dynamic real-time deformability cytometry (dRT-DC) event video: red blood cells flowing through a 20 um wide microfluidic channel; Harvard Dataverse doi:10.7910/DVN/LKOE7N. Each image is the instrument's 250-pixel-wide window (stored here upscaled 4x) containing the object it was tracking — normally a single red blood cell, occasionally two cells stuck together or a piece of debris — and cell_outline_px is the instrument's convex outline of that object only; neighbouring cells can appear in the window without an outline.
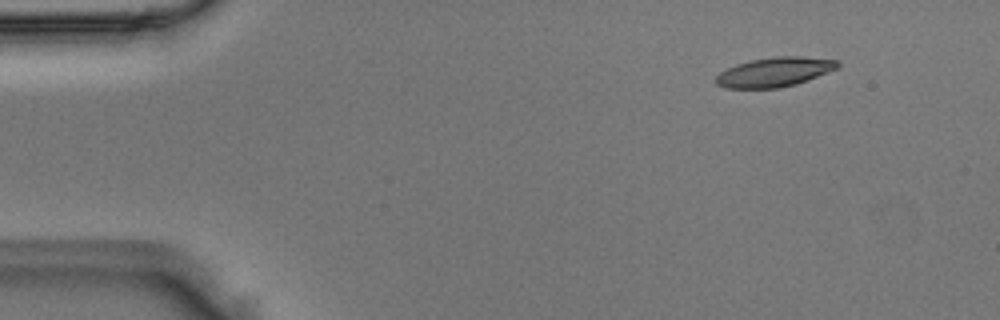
{"species": "Egyptian fruit bat (a non-hibernating species)", "species_latin": "Rousettus aegyptiacus", "temperature_condition": "room temperature", "stored_images_in_passage": 46, "camera_frame_rate_fps": 3000, "um_per_image_px": 0.085, "animal": {"sex": "male"}, "frame": {"image": 1, "passage_image": 1, "time_ms": 0.0, "image_size_px": [1000, 320], "cell_outline_px": [[840, 68], [796, 84], [776, 88], [724, 88], [716, 84], [716, 76], [720, 72], [736, 64], [752, 60], [776, 56], [800, 56], [840, 60]], "centroid_in_image_um": [65.87, 6.12], "position_along_channel_um": 19.1, "area_um2": 20.92}}
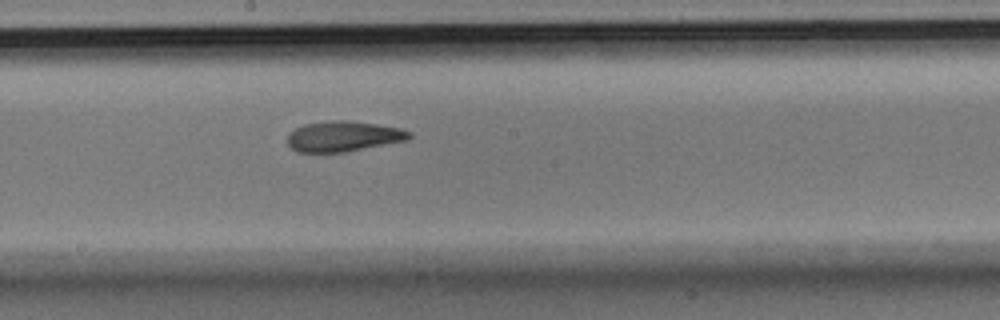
{"frame": {"image": 2, "passage_image": 23, "time_ms": 7.333, "image_size_px": [1000, 320], "cell_outline_px": [[412, 136], [408, 140], [344, 152], [296, 152], [288, 144], [288, 132], [304, 124], [332, 120], [348, 120], [376, 124], [400, 128], [412, 132]], "centroid_in_image_um": [29.19, 11.58], "position_along_channel_um": 219.0, "area_um2": 21.62}}
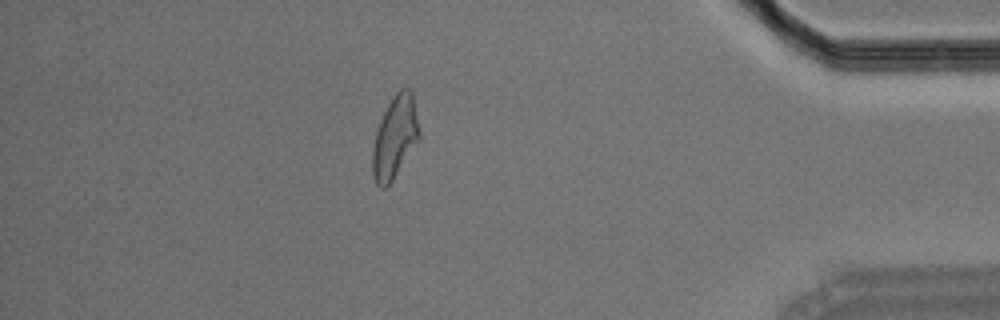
{"frame": {"image": 3, "passage_image": 40, "time_ms": 13.0, "image_size_px": [1000, 320], "cell_outline_px": [[420, 140], [392, 180], [384, 188], [380, 188], [376, 184], [372, 176], [372, 148], [376, 132], [380, 120], [388, 104], [396, 92], [400, 88], [412, 88], [420, 132]], "centroid_in_image_um": [33.58, 11.66], "position_along_channel_um": 401.6, "area_um2": 22.6}}